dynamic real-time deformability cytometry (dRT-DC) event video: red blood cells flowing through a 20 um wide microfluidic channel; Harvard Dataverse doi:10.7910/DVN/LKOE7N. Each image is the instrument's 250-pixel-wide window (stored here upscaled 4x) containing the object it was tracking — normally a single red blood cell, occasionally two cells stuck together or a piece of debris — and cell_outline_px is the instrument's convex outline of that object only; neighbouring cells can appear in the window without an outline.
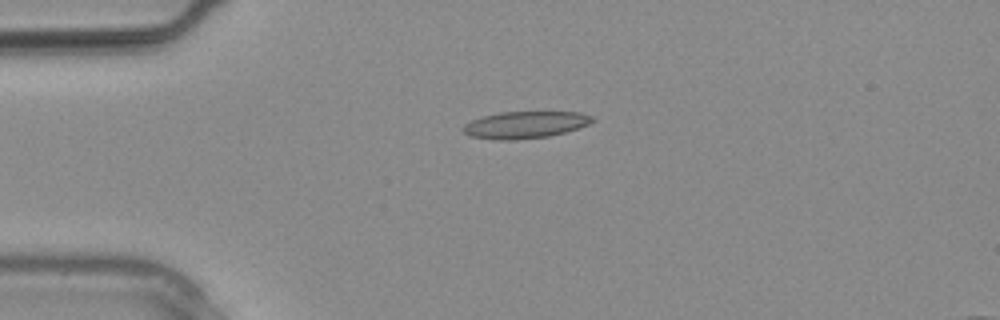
{"species": "common noctule bat (a hibernating species)", "species_latin": "Nyctalus noctula", "temperature_condition": "warm", "stored_images_in_passage": 1, "camera_frame_rate_fps": 3000, "um_per_image_px": 0.085, "animal": {"sex": "male", "body_mass_g": 20.4}, "frame": {"image": 1, "passage_image": 1, "time_ms": 0.0, "image_size_px": [1000, 320], "cell_outline_px": [[596, 120], [588, 124], [564, 132], [548, 136], [516, 140], [500, 140], [468, 136], [460, 128], [464, 124], [480, 116], [500, 112], [580, 112], [592, 116]], "centroid_in_image_um": [44.58, 10.6], "position_along_channel_um": 40.4, "area_um2": 20.35}}